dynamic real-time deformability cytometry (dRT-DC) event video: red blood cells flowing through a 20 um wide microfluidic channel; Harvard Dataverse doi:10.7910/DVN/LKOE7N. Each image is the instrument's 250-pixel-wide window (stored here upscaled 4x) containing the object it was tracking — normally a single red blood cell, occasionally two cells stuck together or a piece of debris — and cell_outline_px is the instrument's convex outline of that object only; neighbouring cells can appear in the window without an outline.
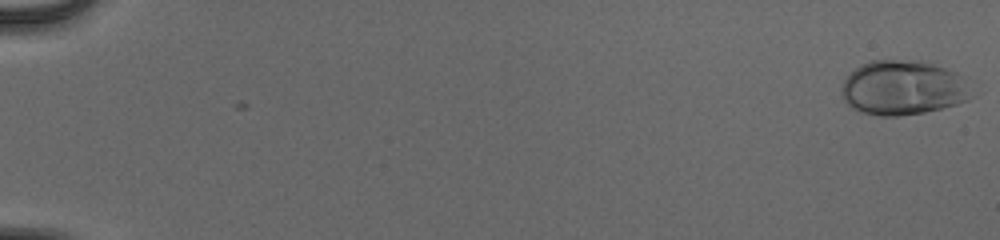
{"species": "human", "species_latin": "Homo sapiens", "temperature_condition": "cold", "stored_images_in_passage": 23, "camera_frame_rate_fps": 3000, "um_per_image_px": 0.085, "donor": {"sex": "male"}, "frame": {"image": 1, "passage_image": 1, "time_ms": 0.0, "image_size_px": [1000, 240], "cell_outline_px": [[972, 96], [968, 100], [956, 104], [924, 112], [900, 116], [880, 116], [860, 112], [852, 108], [844, 100], [840, 92], [844, 80], [860, 64], [868, 60], [916, 60], [932, 64], [956, 72]], "centroid_in_image_um": [76.68, 7.47], "position_along_channel_um": 8.3, "area_um2": 40.92}}
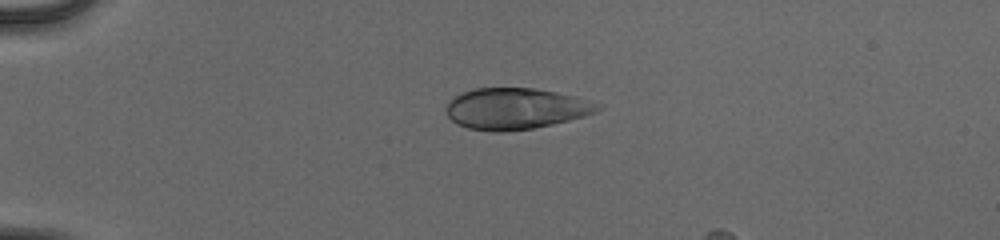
{"frame": {"image": 2, "passage_image": 15, "time_ms": 4.667, "image_size_px": [1000, 240], "cell_outline_px": [[604, 104], [596, 112], [584, 116], [552, 124], [532, 128], [504, 132], [496, 132], [468, 128], [456, 124], [444, 112], [444, 108], [456, 96], [464, 92], [476, 88], [536, 88], [556, 92]], "centroid_in_image_um": [43.82, 9.24], "position_along_channel_um": 41.2, "area_um2": 36.24}}
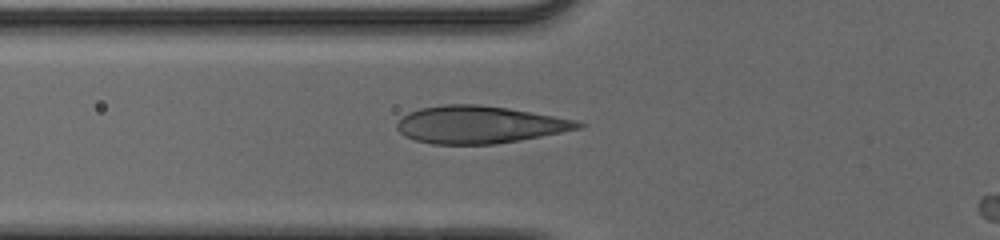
{"frame": {"image": 3, "passage_image": 22, "time_ms": 7.0, "image_size_px": [1000, 240], "cell_outline_px": [[584, 124], [580, 128], [520, 140], [496, 144], [432, 144], [416, 140], [404, 136], [396, 128], [396, 124], [408, 112], [420, 108], [444, 104], [476, 104], [508, 108], [576, 120]], "centroid_in_image_um": [40.7, 10.59], "position_along_channel_um": 85.1, "area_um2": 39.19}}